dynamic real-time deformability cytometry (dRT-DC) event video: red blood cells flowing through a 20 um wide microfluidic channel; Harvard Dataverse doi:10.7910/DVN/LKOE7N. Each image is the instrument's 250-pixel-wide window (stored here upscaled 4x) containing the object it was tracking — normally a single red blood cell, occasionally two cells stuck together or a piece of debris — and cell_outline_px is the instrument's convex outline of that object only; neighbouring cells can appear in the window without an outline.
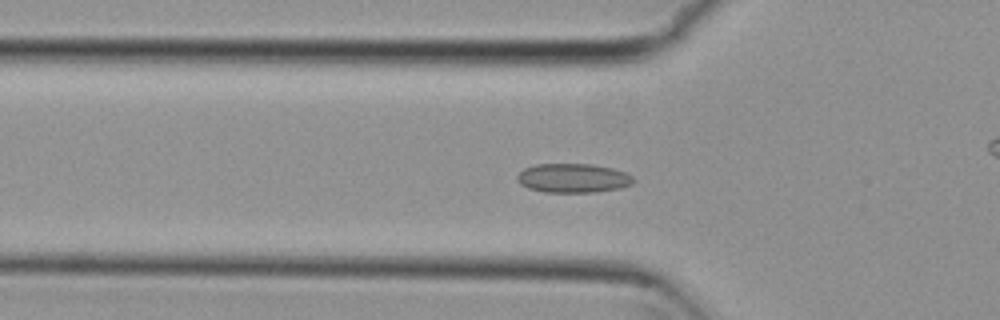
{"species": "common noctule bat (a hibernating species)", "species_latin": "Nyctalus noctula", "temperature_condition": "cold", "stored_images_in_passage": 52, "camera_frame_rate_fps": 3000, "um_per_image_px": 0.085, "animal": {"sex": "female", "body_mass_g": 29.2, "forearm_length_mm": 56.3}, "frame": {"image": 1, "passage_image": 14, "time_ms": 4.333, "image_size_px": [1000, 320], "cell_outline_px": [[636, 180], [632, 184], [620, 188], [596, 192], [544, 192], [528, 188], [520, 184], [516, 180], [516, 176], [524, 168], [536, 164], [592, 164], [612, 168], [628, 172]], "centroid_in_image_um": [48.73, 15.14], "position_along_channel_um": 77.1, "area_um2": 19.94}}
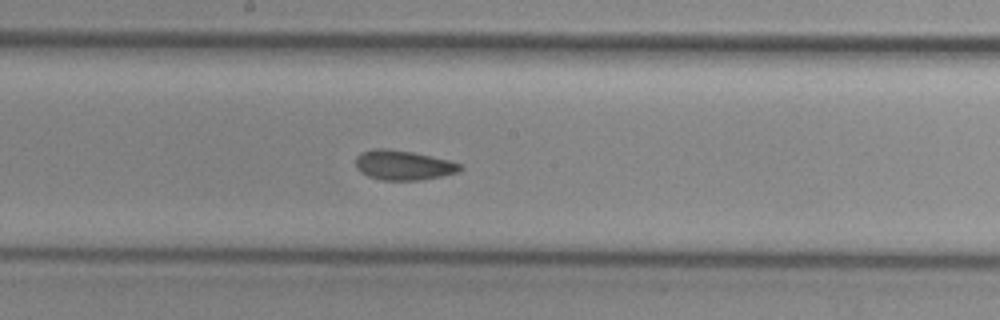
{"frame": {"image": 2, "passage_image": 25, "time_ms": 8.0, "image_size_px": [1000, 320], "cell_outline_px": [[464, 168], [460, 172], [420, 180], [380, 180], [368, 176], [360, 172], [356, 168], [356, 156], [360, 152], [372, 148], [384, 148], [412, 152], [432, 156], [448, 160], [460, 164]], "centroid_in_image_um": [34.26, 14.03], "position_along_channel_um": 213.9, "area_um2": 18.21}}
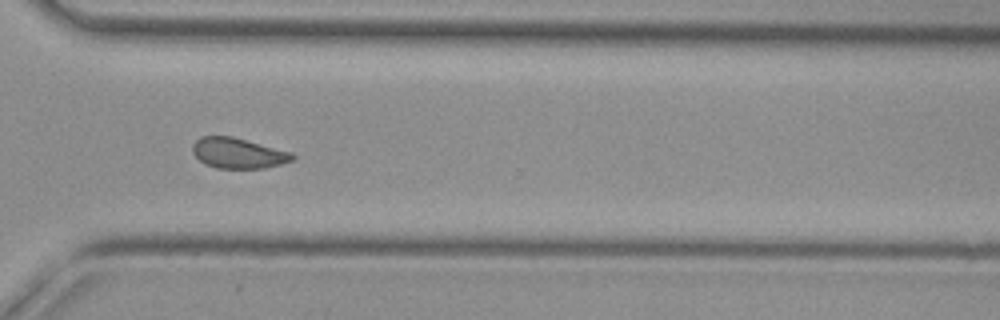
{"frame": {"image": 3, "passage_image": 36, "time_ms": 11.667, "image_size_px": [1000, 320], "cell_outline_px": [[296, 156], [292, 160], [280, 164], [264, 168], [216, 168], [204, 164], [192, 152], [192, 144], [200, 136], [232, 136], [292, 152]], "centroid_in_image_um": [20.22, 13.01], "position_along_channel_um": 350.4, "area_um2": 17.74}, "authors_computed_cell_mechanics": {"area_um2": 18.207, "velocity_mm_per_s": 3.7258, "shape_relaxation_time_tau1_ms": null, "shape_relaxation_time_tau2_ms": 1.7151, "deformation_change_tau1": null, "deformation_change_tau2": 0.0653}}